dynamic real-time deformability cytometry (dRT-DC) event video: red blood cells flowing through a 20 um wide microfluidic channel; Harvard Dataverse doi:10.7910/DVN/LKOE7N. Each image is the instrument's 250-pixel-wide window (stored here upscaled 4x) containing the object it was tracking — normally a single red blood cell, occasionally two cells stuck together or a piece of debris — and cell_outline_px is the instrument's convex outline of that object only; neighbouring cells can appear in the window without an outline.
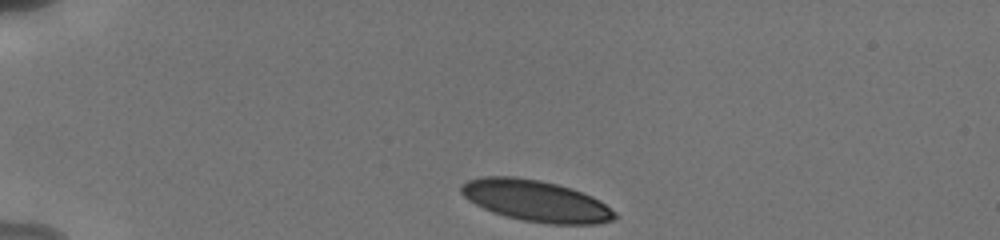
{"species": "human", "species_latin": "Homo sapiens", "temperature_condition": "cold", "stored_images_in_passage": 52, "camera_frame_rate_fps": 3000, "um_per_image_px": 0.085, "donor": {"sex": "male"}, "frame": {"image": 1, "passage_image": 1, "time_ms": 0.0, "image_size_px": [1000, 240], "cell_outline_px": [[616, 220], [596, 224], [548, 224], [524, 220], [492, 212], [468, 200], [460, 192], [460, 188], [468, 180], [484, 176], [516, 176], [540, 180], [572, 188], [592, 196], [600, 200], [616, 212]], "centroid_in_image_um": [45.59, 17.07], "position_along_channel_um": 39.4, "area_um2": 36.93}}
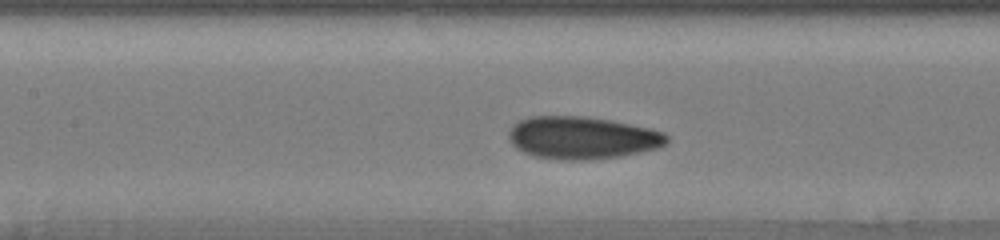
{"frame": {"image": 2, "passage_image": 21, "time_ms": 4.667, "image_size_px": [1000, 240], "cell_outline_px": [[668, 144], [660, 148], [620, 156], [592, 160], [560, 160], [532, 156], [516, 148], [508, 140], [508, 132], [512, 124], [520, 120], [532, 116], [580, 116], [612, 120], [648, 128], [664, 132], [668, 136]], "centroid_in_image_um": [49.47, 11.72], "position_along_channel_um": 157.9, "area_um2": 39.54}}
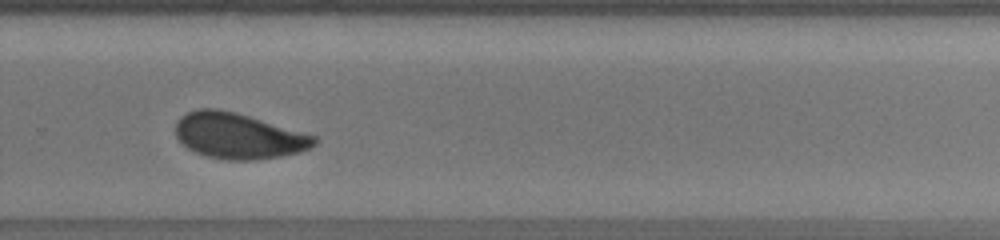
{"frame": {"image": 3, "passage_image": 40, "time_ms": 8.667, "image_size_px": [1000, 240], "cell_outline_px": [[316, 144], [300, 152], [280, 156], [256, 160], [224, 160], [208, 156], [196, 152], [188, 148], [176, 136], [176, 120], [180, 116], [196, 108], [220, 108], [236, 112], [316, 136]], "centroid_in_image_um": [20.24, 11.54], "position_along_channel_um": 309.6, "area_um2": 36.88}, "authors_computed_cell_mechanics": {"area_um2": 38.0902, "velocity_mm_per_s": 3.8071, "shape_relaxation_time_tau1_ms": 2.7566, "shape_relaxation_time_tau2_ms": 0.998, "deformation_change_tau1": 0.1158, "deformation_change_tau2": 0.056}}